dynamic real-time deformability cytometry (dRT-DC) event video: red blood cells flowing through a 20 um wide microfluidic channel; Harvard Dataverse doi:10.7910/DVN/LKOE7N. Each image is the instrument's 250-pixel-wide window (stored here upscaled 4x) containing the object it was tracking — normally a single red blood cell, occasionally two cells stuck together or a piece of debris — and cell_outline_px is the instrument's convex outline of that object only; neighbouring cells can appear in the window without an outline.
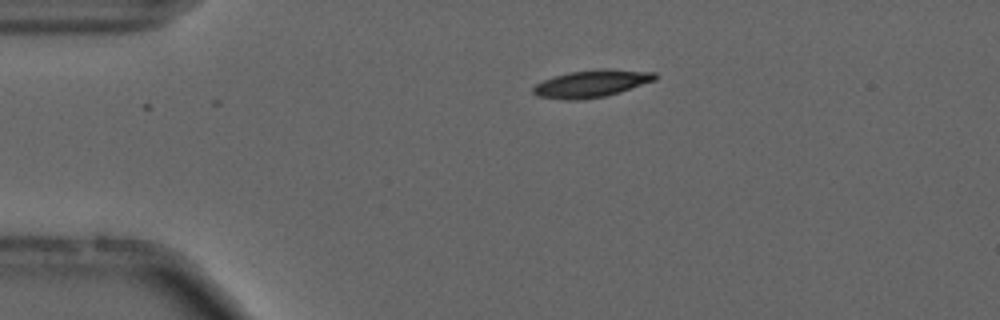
{"species": "common noctule bat (a hibernating species)", "species_latin": "Nyctalus noctula", "temperature_condition": "cold", "stored_images_in_passage": 45, "camera_frame_rate_fps": 3000, "um_per_image_px": 0.085, "animal": {"sex": "male", "forearm_length_mm": 52.5}, "frame": {"image": 1, "passage_image": 1, "time_ms": 0.0, "image_size_px": [1000, 320], "cell_outline_px": [[656, 80], [620, 92], [604, 96], [580, 100], [564, 100], [536, 96], [532, 92], [532, 88], [536, 84], [544, 80], [568, 72], [600, 68], [608, 68], [656, 72]], "centroid_in_image_um": [50.28, 7.1], "position_along_channel_um": 34.7, "area_um2": 19.54}}
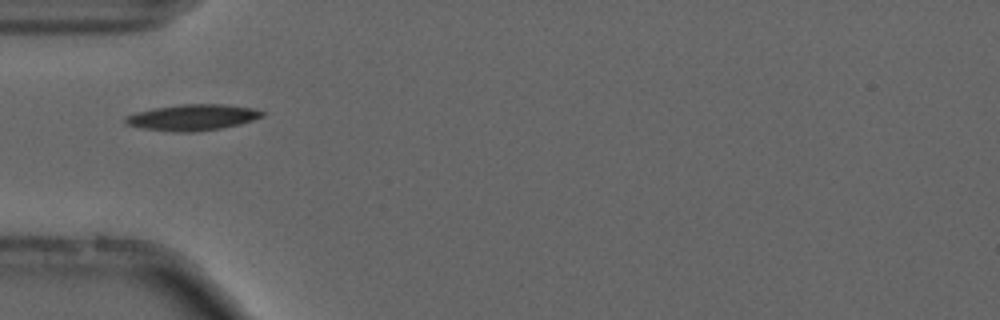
{"frame": {"image": 2, "passage_image": 7, "time_ms": 2.0, "image_size_px": [1000, 320], "cell_outline_px": [[264, 116], [240, 124], [220, 128], [192, 132], [172, 132], [140, 128], [124, 124], [124, 116], [136, 112], [156, 108], [180, 104], [224, 104], [256, 108], [264, 112]], "centroid_in_image_um": [16.34, 9.98], "position_along_channel_um": 68.7, "area_um2": 20.92}}
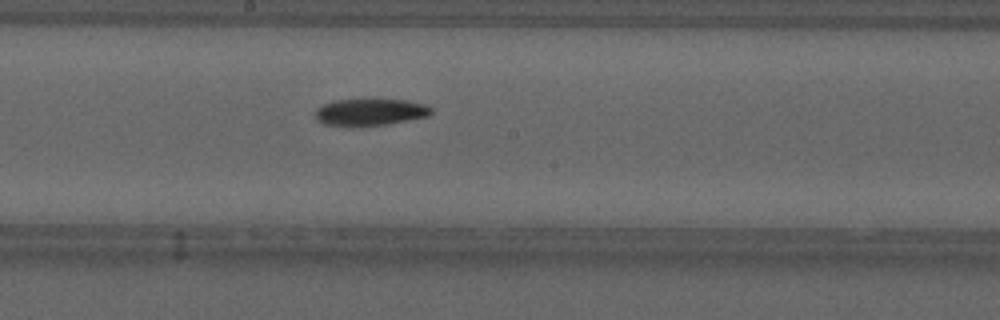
{"frame": {"image": 3, "passage_image": 19, "time_ms": 6.0, "image_size_px": [1000, 320], "cell_outline_px": [[432, 112], [428, 116], [388, 124], [360, 128], [352, 128], [324, 124], [316, 120], [316, 108], [332, 100], [404, 100], [424, 104], [432, 108]], "centroid_in_image_um": [31.41, 9.57], "position_along_channel_um": 216.8, "area_um2": 18.5}}